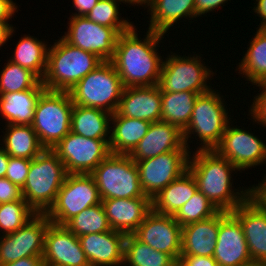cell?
<instances>
[{"instance_id": "cell-1", "label": "cell", "mask_w": 266, "mask_h": 266, "mask_svg": "<svg viewBox=\"0 0 266 266\" xmlns=\"http://www.w3.org/2000/svg\"><path fill=\"white\" fill-rule=\"evenodd\" d=\"M164 34L148 29L145 39L138 37L135 26L120 33L111 60L124 88L159 84L162 56L157 47ZM143 40V41H142Z\"/></svg>"}, {"instance_id": "cell-2", "label": "cell", "mask_w": 266, "mask_h": 266, "mask_svg": "<svg viewBox=\"0 0 266 266\" xmlns=\"http://www.w3.org/2000/svg\"><path fill=\"white\" fill-rule=\"evenodd\" d=\"M195 152L189 155L188 170L196 179L198 190L219 211L231 212L252 195L251 186L233 190L231 174L238 169L230 161L215 150Z\"/></svg>"}, {"instance_id": "cell-3", "label": "cell", "mask_w": 266, "mask_h": 266, "mask_svg": "<svg viewBox=\"0 0 266 266\" xmlns=\"http://www.w3.org/2000/svg\"><path fill=\"white\" fill-rule=\"evenodd\" d=\"M57 41L48 49L42 84L48 90L69 92L103 61L95 54L67 43L62 36Z\"/></svg>"}, {"instance_id": "cell-4", "label": "cell", "mask_w": 266, "mask_h": 266, "mask_svg": "<svg viewBox=\"0 0 266 266\" xmlns=\"http://www.w3.org/2000/svg\"><path fill=\"white\" fill-rule=\"evenodd\" d=\"M67 172L64 163L51 150L44 149L31 160L24 186L23 199L36 213H46L55 202Z\"/></svg>"}, {"instance_id": "cell-5", "label": "cell", "mask_w": 266, "mask_h": 266, "mask_svg": "<svg viewBox=\"0 0 266 266\" xmlns=\"http://www.w3.org/2000/svg\"><path fill=\"white\" fill-rule=\"evenodd\" d=\"M222 97L215 89L198 95L189 124L183 131L188 150L189 137L195 133L202 145L197 150H214L220 144L229 120L231 121Z\"/></svg>"}, {"instance_id": "cell-6", "label": "cell", "mask_w": 266, "mask_h": 266, "mask_svg": "<svg viewBox=\"0 0 266 266\" xmlns=\"http://www.w3.org/2000/svg\"><path fill=\"white\" fill-rule=\"evenodd\" d=\"M124 86L111 61H103L70 91L72 103L116 112Z\"/></svg>"}, {"instance_id": "cell-7", "label": "cell", "mask_w": 266, "mask_h": 266, "mask_svg": "<svg viewBox=\"0 0 266 266\" xmlns=\"http://www.w3.org/2000/svg\"><path fill=\"white\" fill-rule=\"evenodd\" d=\"M73 105L67 91L45 89L41 93L32 127L45 149H52L70 132Z\"/></svg>"}, {"instance_id": "cell-8", "label": "cell", "mask_w": 266, "mask_h": 266, "mask_svg": "<svg viewBox=\"0 0 266 266\" xmlns=\"http://www.w3.org/2000/svg\"><path fill=\"white\" fill-rule=\"evenodd\" d=\"M101 200L148 197L144 194L135 161L124 154H110L91 173Z\"/></svg>"}, {"instance_id": "cell-9", "label": "cell", "mask_w": 266, "mask_h": 266, "mask_svg": "<svg viewBox=\"0 0 266 266\" xmlns=\"http://www.w3.org/2000/svg\"><path fill=\"white\" fill-rule=\"evenodd\" d=\"M101 203L91 174H67L55 202L45 213L51 223L64 226L83 209Z\"/></svg>"}, {"instance_id": "cell-10", "label": "cell", "mask_w": 266, "mask_h": 266, "mask_svg": "<svg viewBox=\"0 0 266 266\" xmlns=\"http://www.w3.org/2000/svg\"><path fill=\"white\" fill-rule=\"evenodd\" d=\"M163 60L159 87L161 92H184L206 93L212 88L207 80L214 73L202 63L200 55L183 56L168 55Z\"/></svg>"}, {"instance_id": "cell-11", "label": "cell", "mask_w": 266, "mask_h": 266, "mask_svg": "<svg viewBox=\"0 0 266 266\" xmlns=\"http://www.w3.org/2000/svg\"><path fill=\"white\" fill-rule=\"evenodd\" d=\"M110 139H93L69 132L52 151L67 174H90L110 154Z\"/></svg>"}, {"instance_id": "cell-12", "label": "cell", "mask_w": 266, "mask_h": 266, "mask_svg": "<svg viewBox=\"0 0 266 266\" xmlns=\"http://www.w3.org/2000/svg\"><path fill=\"white\" fill-rule=\"evenodd\" d=\"M190 152L186 145L180 150L135 161L141 188L150 199L188 170Z\"/></svg>"}, {"instance_id": "cell-13", "label": "cell", "mask_w": 266, "mask_h": 266, "mask_svg": "<svg viewBox=\"0 0 266 266\" xmlns=\"http://www.w3.org/2000/svg\"><path fill=\"white\" fill-rule=\"evenodd\" d=\"M45 213H36L23 227L0 237V265L25 257H42L44 235L50 224Z\"/></svg>"}, {"instance_id": "cell-14", "label": "cell", "mask_w": 266, "mask_h": 266, "mask_svg": "<svg viewBox=\"0 0 266 266\" xmlns=\"http://www.w3.org/2000/svg\"><path fill=\"white\" fill-rule=\"evenodd\" d=\"M67 33L63 39L84 51L95 54L102 61H111L119 33L111 27H106L90 21L85 16H71Z\"/></svg>"}, {"instance_id": "cell-15", "label": "cell", "mask_w": 266, "mask_h": 266, "mask_svg": "<svg viewBox=\"0 0 266 266\" xmlns=\"http://www.w3.org/2000/svg\"><path fill=\"white\" fill-rule=\"evenodd\" d=\"M214 150L230 161L238 171L266 162L264 141L240 127H231L230 122L220 144Z\"/></svg>"}, {"instance_id": "cell-16", "label": "cell", "mask_w": 266, "mask_h": 266, "mask_svg": "<svg viewBox=\"0 0 266 266\" xmlns=\"http://www.w3.org/2000/svg\"><path fill=\"white\" fill-rule=\"evenodd\" d=\"M133 235L151 248L170 255L176 262L179 261L182 227L172 215L151 210Z\"/></svg>"}, {"instance_id": "cell-17", "label": "cell", "mask_w": 266, "mask_h": 266, "mask_svg": "<svg viewBox=\"0 0 266 266\" xmlns=\"http://www.w3.org/2000/svg\"><path fill=\"white\" fill-rule=\"evenodd\" d=\"M213 258L218 266H237L252 260L241 223L231 212L219 211V230Z\"/></svg>"}, {"instance_id": "cell-18", "label": "cell", "mask_w": 266, "mask_h": 266, "mask_svg": "<svg viewBox=\"0 0 266 266\" xmlns=\"http://www.w3.org/2000/svg\"><path fill=\"white\" fill-rule=\"evenodd\" d=\"M44 266H90L76 235L50 223L44 235Z\"/></svg>"}, {"instance_id": "cell-19", "label": "cell", "mask_w": 266, "mask_h": 266, "mask_svg": "<svg viewBox=\"0 0 266 266\" xmlns=\"http://www.w3.org/2000/svg\"><path fill=\"white\" fill-rule=\"evenodd\" d=\"M231 213L241 223L253 261L266 260V208L252 194Z\"/></svg>"}, {"instance_id": "cell-20", "label": "cell", "mask_w": 266, "mask_h": 266, "mask_svg": "<svg viewBox=\"0 0 266 266\" xmlns=\"http://www.w3.org/2000/svg\"><path fill=\"white\" fill-rule=\"evenodd\" d=\"M161 107L159 85L126 87L112 116H124L151 123L158 122L161 121Z\"/></svg>"}, {"instance_id": "cell-21", "label": "cell", "mask_w": 266, "mask_h": 266, "mask_svg": "<svg viewBox=\"0 0 266 266\" xmlns=\"http://www.w3.org/2000/svg\"><path fill=\"white\" fill-rule=\"evenodd\" d=\"M125 238V233L115 230L78 237L90 266L124 265Z\"/></svg>"}, {"instance_id": "cell-22", "label": "cell", "mask_w": 266, "mask_h": 266, "mask_svg": "<svg viewBox=\"0 0 266 266\" xmlns=\"http://www.w3.org/2000/svg\"><path fill=\"white\" fill-rule=\"evenodd\" d=\"M112 230L133 234L152 210L149 197L101 200Z\"/></svg>"}, {"instance_id": "cell-23", "label": "cell", "mask_w": 266, "mask_h": 266, "mask_svg": "<svg viewBox=\"0 0 266 266\" xmlns=\"http://www.w3.org/2000/svg\"><path fill=\"white\" fill-rule=\"evenodd\" d=\"M184 145L183 132L178 127L163 121L152 122L146 135L129 156L139 161L180 150Z\"/></svg>"}, {"instance_id": "cell-24", "label": "cell", "mask_w": 266, "mask_h": 266, "mask_svg": "<svg viewBox=\"0 0 266 266\" xmlns=\"http://www.w3.org/2000/svg\"><path fill=\"white\" fill-rule=\"evenodd\" d=\"M219 230V211L182 227L181 256L213 257Z\"/></svg>"}, {"instance_id": "cell-25", "label": "cell", "mask_w": 266, "mask_h": 266, "mask_svg": "<svg viewBox=\"0 0 266 266\" xmlns=\"http://www.w3.org/2000/svg\"><path fill=\"white\" fill-rule=\"evenodd\" d=\"M197 190L196 179L187 170L151 199L152 210L159 214L173 216Z\"/></svg>"}, {"instance_id": "cell-26", "label": "cell", "mask_w": 266, "mask_h": 266, "mask_svg": "<svg viewBox=\"0 0 266 266\" xmlns=\"http://www.w3.org/2000/svg\"><path fill=\"white\" fill-rule=\"evenodd\" d=\"M147 7L151 15L148 29L164 35L181 18L197 17L195 0H151Z\"/></svg>"}, {"instance_id": "cell-27", "label": "cell", "mask_w": 266, "mask_h": 266, "mask_svg": "<svg viewBox=\"0 0 266 266\" xmlns=\"http://www.w3.org/2000/svg\"><path fill=\"white\" fill-rule=\"evenodd\" d=\"M46 88L0 94V113L8 124L32 125L36 103Z\"/></svg>"}, {"instance_id": "cell-28", "label": "cell", "mask_w": 266, "mask_h": 266, "mask_svg": "<svg viewBox=\"0 0 266 266\" xmlns=\"http://www.w3.org/2000/svg\"><path fill=\"white\" fill-rule=\"evenodd\" d=\"M109 147L111 154L129 155L146 135L151 122L124 117L111 116Z\"/></svg>"}, {"instance_id": "cell-29", "label": "cell", "mask_w": 266, "mask_h": 266, "mask_svg": "<svg viewBox=\"0 0 266 266\" xmlns=\"http://www.w3.org/2000/svg\"><path fill=\"white\" fill-rule=\"evenodd\" d=\"M111 116V113L99 108L74 104L70 131L87 138L110 139Z\"/></svg>"}, {"instance_id": "cell-30", "label": "cell", "mask_w": 266, "mask_h": 266, "mask_svg": "<svg viewBox=\"0 0 266 266\" xmlns=\"http://www.w3.org/2000/svg\"><path fill=\"white\" fill-rule=\"evenodd\" d=\"M5 126L2 148L9 156L32 160L45 149L40 144L32 125L8 124Z\"/></svg>"}, {"instance_id": "cell-31", "label": "cell", "mask_w": 266, "mask_h": 266, "mask_svg": "<svg viewBox=\"0 0 266 266\" xmlns=\"http://www.w3.org/2000/svg\"><path fill=\"white\" fill-rule=\"evenodd\" d=\"M199 94L191 91L161 92V121L168 122L183 132L189 124Z\"/></svg>"}, {"instance_id": "cell-32", "label": "cell", "mask_w": 266, "mask_h": 266, "mask_svg": "<svg viewBox=\"0 0 266 266\" xmlns=\"http://www.w3.org/2000/svg\"><path fill=\"white\" fill-rule=\"evenodd\" d=\"M48 49L47 44L36 37L24 35L16 44L14 55L9 60L31 70L42 80L47 68Z\"/></svg>"}, {"instance_id": "cell-33", "label": "cell", "mask_w": 266, "mask_h": 266, "mask_svg": "<svg viewBox=\"0 0 266 266\" xmlns=\"http://www.w3.org/2000/svg\"><path fill=\"white\" fill-rule=\"evenodd\" d=\"M255 33L238 66V73L244 75L252 85L266 82V33L260 28Z\"/></svg>"}, {"instance_id": "cell-34", "label": "cell", "mask_w": 266, "mask_h": 266, "mask_svg": "<svg viewBox=\"0 0 266 266\" xmlns=\"http://www.w3.org/2000/svg\"><path fill=\"white\" fill-rule=\"evenodd\" d=\"M176 263L170 255L151 248L133 234L126 235L124 242L125 266H175Z\"/></svg>"}, {"instance_id": "cell-35", "label": "cell", "mask_w": 266, "mask_h": 266, "mask_svg": "<svg viewBox=\"0 0 266 266\" xmlns=\"http://www.w3.org/2000/svg\"><path fill=\"white\" fill-rule=\"evenodd\" d=\"M64 226L77 237L112 230L102 203L83 209Z\"/></svg>"}, {"instance_id": "cell-36", "label": "cell", "mask_w": 266, "mask_h": 266, "mask_svg": "<svg viewBox=\"0 0 266 266\" xmlns=\"http://www.w3.org/2000/svg\"><path fill=\"white\" fill-rule=\"evenodd\" d=\"M32 88H45L42 80L31 70L10 60L0 72V94L18 92Z\"/></svg>"}, {"instance_id": "cell-37", "label": "cell", "mask_w": 266, "mask_h": 266, "mask_svg": "<svg viewBox=\"0 0 266 266\" xmlns=\"http://www.w3.org/2000/svg\"><path fill=\"white\" fill-rule=\"evenodd\" d=\"M119 2L126 4L125 0H99L85 17L99 25L114 28L119 34L126 32L134 25L120 17Z\"/></svg>"}, {"instance_id": "cell-38", "label": "cell", "mask_w": 266, "mask_h": 266, "mask_svg": "<svg viewBox=\"0 0 266 266\" xmlns=\"http://www.w3.org/2000/svg\"><path fill=\"white\" fill-rule=\"evenodd\" d=\"M36 212L22 198L18 201L0 204V230L3 235L23 227Z\"/></svg>"}, {"instance_id": "cell-39", "label": "cell", "mask_w": 266, "mask_h": 266, "mask_svg": "<svg viewBox=\"0 0 266 266\" xmlns=\"http://www.w3.org/2000/svg\"><path fill=\"white\" fill-rule=\"evenodd\" d=\"M219 210L199 190L174 215L181 227L208 219Z\"/></svg>"}, {"instance_id": "cell-40", "label": "cell", "mask_w": 266, "mask_h": 266, "mask_svg": "<svg viewBox=\"0 0 266 266\" xmlns=\"http://www.w3.org/2000/svg\"><path fill=\"white\" fill-rule=\"evenodd\" d=\"M30 165V159L9 156V163L5 177L13 184L22 188L25 184Z\"/></svg>"}, {"instance_id": "cell-41", "label": "cell", "mask_w": 266, "mask_h": 266, "mask_svg": "<svg viewBox=\"0 0 266 266\" xmlns=\"http://www.w3.org/2000/svg\"><path fill=\"white\" fill-rule=\"evenodd\" d=\"M256 86L260 87L259 89L262 91L254 97L249 113L253 120H255L254 122L259 123V125L262 124V127H266V82Z\"/></svg>"}, {"instance_id": "cell-42", "label": "cell", "mask_w": 266, "mask_h": 266, "mask_svg": "<svg viewBox=\"0 0 266 266\" xmlns=\"http://www.w3.org/2000/svg\"><path fill=\"white\" fill-rule=\"evenodd\" d=\"M23 198L21 188L6 177L0 178V204L18 201Z\"/></svg>"}, {"instance_id": "cell-43", "label": "cell", "mask_w": 266, "mask_h": 266, "mask_svg": "<svg viewBox=\"0 0 266 266\" xmlns=\"http://www.w3.org/2000/svg\"><path fill=\"white\" fill-rule=\"evenodd\" d=\"M178 263L181 266H218L217 261L208 256H180Z\"/></svg>"}, {"instance_id": "cell-44", "label": "cell", "mask_w": 266, "mask_h": 266, "mask_svg": "<svg viewBox=\"0 0 266 266\" xmlns=\"http://www.w3.org/2000/svg\"><path fill=\"white\" fill-rule=\"evenodd\" d=\"M227 1L228 0H195V14L197 17L202 16L205 13L207 14L208 12L219 8L222 4L224 6Z\"/></svg>"}, {"instance_id": "cell-45", "label": "cell", "mask_w": 266, "mask_h": 266, "mask_svg": "<svg viewBox=\"0 0 266 266\" xmlns=\"http://www.w3.org/2000/svg\"><path fill=\"white\" fill-rule=\"evenodd\" d=\"M99 0H73V6L78 13L71 16H86L98 3Z\"/></svg>"}, {"instance_id": "cell-46", "label": "cell", "mask_w": 266, "mask_h": 266, "mask_svg": "<svg viewBox=\"0 0 266 266\" xmlns=\"http://www.w3.org/2000/svg\"><path fill=\"white\" fill-rule=\"evenodd\" d=\"M17 11L16 3L12 0H0V21H8Z\"/></svg>"}, {"instance_id": "cell-47", "label": "cell", "mask_w": 266, "mask_h": 266, "mask_svg": "<svg viewBox=\"0 0 266 266\" xmlns=\"http://www.w3.org/2000/svg\"><path fill=\"white\" fill-rule=\"evenodd\" d=\"M0 266H44L42 257H25Z\"/></svg>"}, {"instance_id": "cell-48", "label": "cell", "mask_w": 266, "mask_h": 266, "mask_svg": "<svg viewBox=\"0 0 266 266\" xmlns=\"http://www.w3.org/2000/svg\"><path fill=\"white\" fill-rule=\"evenodd\" d=\"M15 27L11 26L8 21H0V47L6 44L10 36L13 35Z\"/></svg>"}, {"instance_id": "cell-49", "label": "cell", "mask_w": 266, "mask_h": 266, "mask_svg": "<svg viewBox=\"0 0 266 266\" xmlns=\"http://www.w3.org/2000/svg\"><path fill=\"white\" fill-rule=\"evenodd\" d=\"M252 194L266 208V177L256 187L252 186Z\"/></svg>"}, {"instance_id": "cell-50", "label": "cell", "mask_w": 266, "mask_h": 266, "mask_svg": "<svg viewBox=\"0 0 266 266\" xmlns=\"http://www.w3.org/2000/svg\"><path fill=\"white\" fill-rule=\"evenodd\" d=\"M256 5L253 10L257 13V16L261 18V25H258L259 28L266 23V0H256Z\"/></svg>"}, {"instance_id": "cell-51", "label": "cell", "mask_w": 266, "mask_h": 266, "mask_svg": "<svg viewBox=\"0 0 266 266\" xmlns=\"http://www.w3.org/2000/svg\"><path fill=\"white\" fill-rule=\"evenodd\" d=\"M8 163L9 155L2 147H0V178L5 177Z\"/></svg>"}, {"instance_id": "cell-52", "label": "cell", "mask_w": 266, "mask_h": 266, "mask_svg": "<svg viewBox=\"0 0 266 266\" xmlns=\"http://www.w3.org/2000/svg\"><path fill=\"white\" fill-rule=\"evenodd\" d=\"M125 1L126 3H129L131 5L137 4V6L139 5L143 6L144 4V7H145L151 0H125Z\"/></svg>"}, {"instance_id": "cell-53", "label": "cell", "mask_w": 266, "mask_h": 266, "mask_svg": "<svg viewBox=\"0 0 266 266\" xmlns=\"http://www.w3.org/2000/svg\"><path fill=\"white\" fill-rule=\"evenodd\" d=\"M237 266H264V265H263V262L251 260L250 262H247V263L241 264V265H237Z\"/></svg>"}, {"instance_id": "cell-54", "label": "cell", "mask_w": 266, "mask_h": 266, "mask_svg": "<svg viewBox=\"0 0 266 266\" xmlns=\"http://www.w3.org/2000/svg\"><path fill=\"white\" fill-rule=\"evenodd\" d=\"M260 29H261L264 33H266V23H264V24L260 27Z\"/></svg>"}]
</instances>
